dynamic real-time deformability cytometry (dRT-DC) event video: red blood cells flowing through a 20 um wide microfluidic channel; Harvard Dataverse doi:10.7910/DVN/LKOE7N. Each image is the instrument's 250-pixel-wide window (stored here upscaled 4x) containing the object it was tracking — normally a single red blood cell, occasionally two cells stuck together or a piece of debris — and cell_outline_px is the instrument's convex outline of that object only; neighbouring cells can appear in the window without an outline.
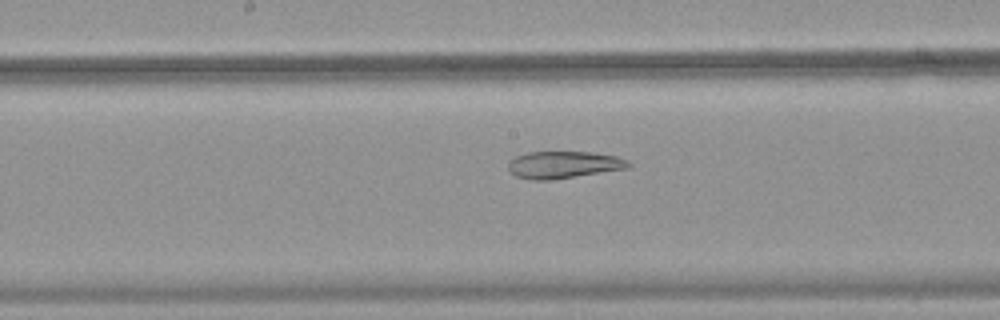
{"species": "common noctule bat (a hibernating species)", "species_latin": "Nyctalus noctula", "temperature_condition": "warm", "stored_images_in_passage": 52, "camera_frame_rate_fps": 3000, "um_per_image_px": 0.085, "animal": {"sex": "female", "body_mass_g": 18.4}, "frame": {"image": 1, "passage_image": 28, "time_ms": 9.0, "image_size_px": [1000, 320], "cell_outline_px": [[632, 164], [628, 168], [548, 180], [532, 180], [516, 176], [508, 168], [508, 160], [516, 156], [528, 152], [592, 152], [616, 156], [628, 160]], "centroid_in_image_um": [47.89, 13.99], "position_along_channel_um": 200.3, "area_um2": 18.84}}
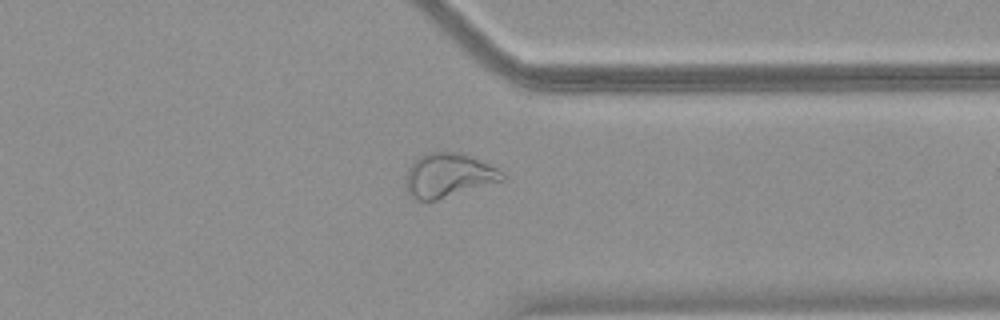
{"frame": {"image": 2, "passage_image": 41, "time_ms": 13.333, "image_size_px": [1000, 320], "cell_outline_px": [[504, 180], [436, 200], [416, 200], [408, 196], [408, 172], [412, 164], [420, 156], [428, 152], [456, 152], [472, 156], [504, 172]], "centroid_in_image_um": [38.14, 14.9], "position_along_channel_um": 373.3, "area_um2": 24.22}}
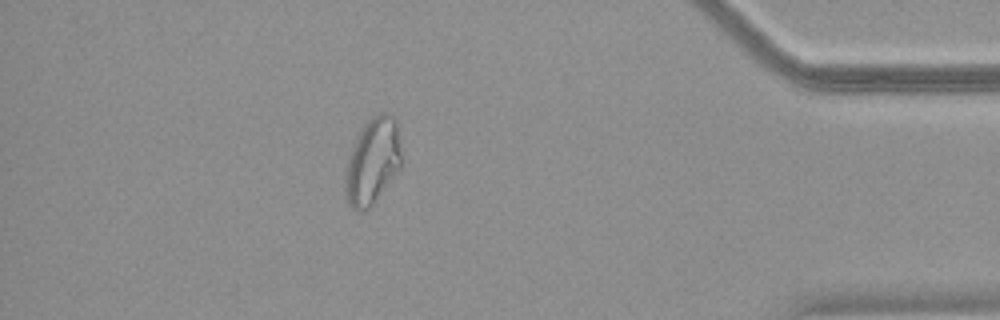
{"frame": {"image": 3, "passage_image": 46, "time_ms": 15.0, "image_size_px": [1000, 320], "cell_outline_px": [[404, 164], [372, 204], [364, 212], [352, 208], [348, 204], [344, 196], [344, 176], [348, 160], [356, 140], [364, 124], [372, 116], [380, 112], [392, 112], [396, 120], [400, 140]], "centroid_in_image_um": [31.7, 13.7], "position_along_channel_um": 403.5, "area_um2": 28.61}}